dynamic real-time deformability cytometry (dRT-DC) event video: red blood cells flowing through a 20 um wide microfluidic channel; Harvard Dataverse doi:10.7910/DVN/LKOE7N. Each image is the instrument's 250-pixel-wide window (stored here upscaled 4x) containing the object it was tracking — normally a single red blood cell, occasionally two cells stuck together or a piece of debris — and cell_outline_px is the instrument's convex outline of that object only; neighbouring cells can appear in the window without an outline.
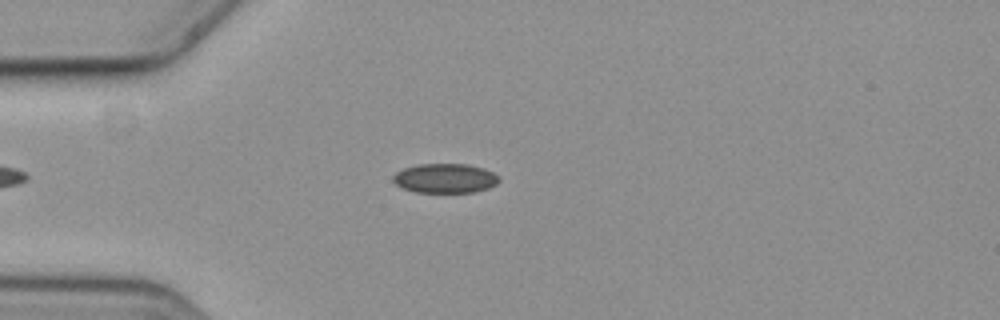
{"species": "common noctule bat (a hibernating species)", "species_latin": "Nyctalus noctula", "temperature_condition": "cold", "stored_images_in_passage": 53, "camera_frame_rate_fps": 3000, "um_per_image_px": 0.085, "animal": {"sex": "female", "body_mass_g": 19.3, "forearm_length_mm": 54.1}, "frame": {"image": 1, "passage_image": 11, "time_ms": 3.333, "image_size_px": [1000, 320], "cell_outline_px": [[500, 180], [496, 184], [488, 188], [472, 192], [416, 192], [404, 188], [396, 184], [392, 180], [392, 176], [396, 172], [404, 168], [416, 164], [468, 164], [484, 168], [492, 172]], "centroid_in_image_um": [37.81, 15.14], "position_along_channel_um": 47.2, "area_um2": 18.09}}
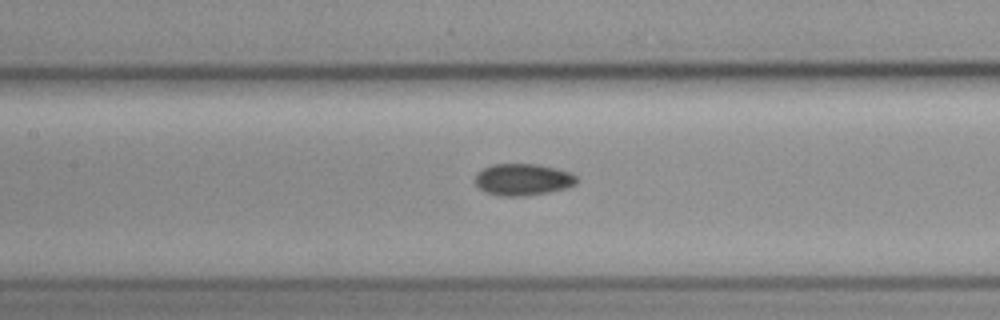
{"frame": {"image": 2, "passage_image": 22, "time_ms": 7.0, "image_size_px": [1000, 320], "cell_outline_px": [[576, 184], [564, 188], [548, 192], [528, 196], [496, 196], [484, 192], [476, 184], [476, 176], [484, 168], [492, 164], [536, 164], [556, 168], [568, 172], [576, 176]], "centroid_in_image_um": [44.42, 15.27], "position_along_channel_um": 163.0, "area_um2": 18.67}}
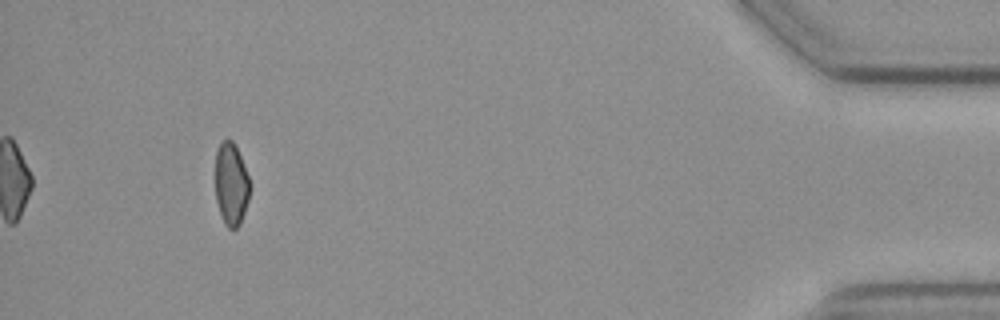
{"frame": {"image": 3, "passage_image": 49, "time_ms": 16.0, "image_size_px": [1000, 320], "cell_outline_px": [[252, 188], [240, 224], [236, 228], [228, 228], [224, 224], [216, 200], [216, 152], [220, 144], [224, 140], [232, 140], [240, 156], [252, 184]], "centroid_in_image_um": [19.67, 15.68], "position_along_channel_um": 415.5, "area_um2": 16.59}, "authors_computed_cell_mechanics": {"area_um2": 18.207, "velocity_mm_per_s": 3.6101, "shape_relaxation_time_tau1_ms": 5.5282, "shape_relaxation_time_tau2_ms": 6.7133, "deformation_change_tau1": 0.0881, "deformation_change_tau2": 0.0853}}